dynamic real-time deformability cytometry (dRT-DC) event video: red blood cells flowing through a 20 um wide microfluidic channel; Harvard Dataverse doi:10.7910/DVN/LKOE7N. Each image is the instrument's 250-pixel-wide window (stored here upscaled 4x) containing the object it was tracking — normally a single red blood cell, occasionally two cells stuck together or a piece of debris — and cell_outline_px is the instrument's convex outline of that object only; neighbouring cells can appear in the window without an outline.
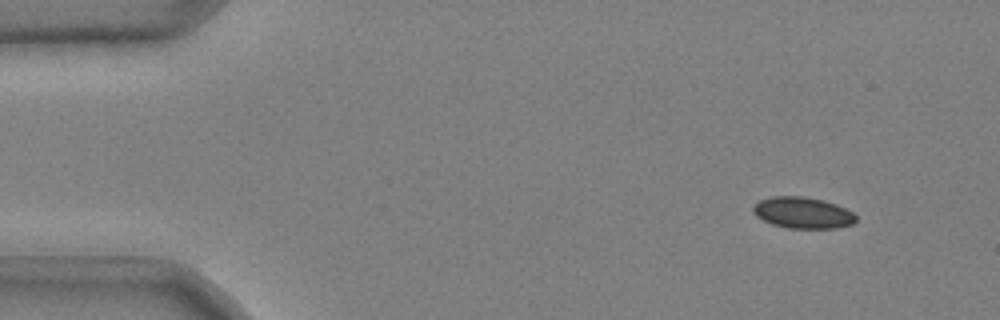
{"species": "common noctule bat (a hibernating species)", "species_latin": "Nyctalus noctula", "temperature_condition": "cold", "stored_images_in_passage": 48, "camera_frame_rate_fps": 3000, "um_per_image_px": 0.085, "animal": {"sex": "male", "body_mass_g": 20.4}, "frame": {"image": 1, "passage_image": 1, "time_ms": 0.0, "image_size_px": [1000, 320], "cell_outline_px": [[856, 220], [852, 224], [836, 228], [788, 228], [772, 224], [756, 216], [752, 212], [752, 204], [760, 200], [772, 196], [804, 196], [824, 200], [836, 204], [852, 212], [856, 216]], "centroid_in_image_um": [68.2, 18.07], "position_along_channel_um": 16.8, "area_um2": 18.84}}
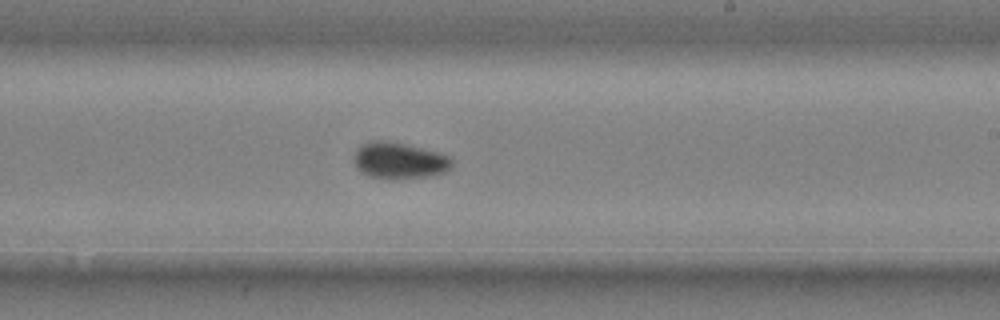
{"frame": {"image": 2, "passage_image": 28, "time_ms": 9.0, "image_size_px": [1000, 320], "cell_outline_px": [[452, 168], [444, 172], [432, 176], [396, 180], [388, 180], [368, 176], [360, 172], [356, 168], [352, 160], [356, 148], [360, 144], [372, 140], [388, 140], [436, 152], [448, 156], [452, 160]], "centroid_in_image_um": [33.87, 13.67], "position_along_channel_um": 255.1, "area_um2": 21.33}}
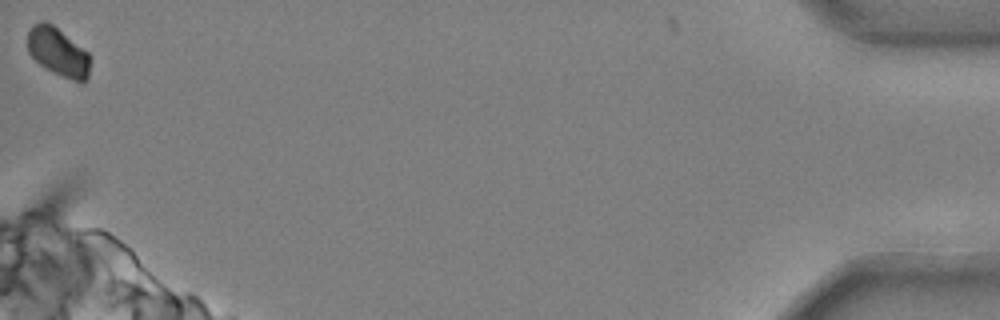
{"frame": {"image": 3, "passage_image": 48, "time_ms": 15.667, "image_size_px": [1000, 320], "cell_outline_px": [[88, 80], [84, 84], [80, 84], [52, 72], [44, 68], [28, 52], [28, 32], [32, 24], [40, 20], [44, 20], [52, 24], [88, 52]], "centroid_in_image_um": [4.92, 4.43], "position_along_channel_um": 430.3, "area_um2": 17.74}}